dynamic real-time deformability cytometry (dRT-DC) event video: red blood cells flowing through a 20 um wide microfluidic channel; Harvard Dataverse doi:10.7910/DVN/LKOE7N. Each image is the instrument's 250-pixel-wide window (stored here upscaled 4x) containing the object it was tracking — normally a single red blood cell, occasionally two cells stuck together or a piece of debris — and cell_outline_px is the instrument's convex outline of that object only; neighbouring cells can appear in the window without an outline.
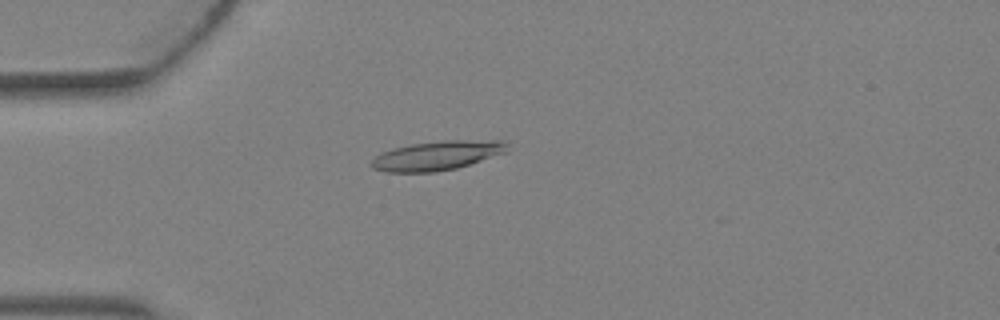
{"species": "Egyptian fruit bat (a non-hibernating species)", "species_latin": "Rousettus aegyptiacus", "temperature_condition": "warm", "stored_images_in_passage": 3, "camera_frame_rate_fps": 3000, "um_per_image_px": 0.085, "animal": {"sex": "female"}, "frame": {"image": 1, "passage_image": 3, "time_ms": 0.667, "image_size_px": [1000, 320], "cell_outline_px": [[508, 152], [456, 168], [432, 172], [384, 172], [372, 168], [372, 160], [380, 152], [392, 148], [412, 144], [444, 140], [508, 140]], "centroid_in_image_um": [37.19, 13.21], "position_along_channel_um": 47.8, "area_um2": 23.29}}